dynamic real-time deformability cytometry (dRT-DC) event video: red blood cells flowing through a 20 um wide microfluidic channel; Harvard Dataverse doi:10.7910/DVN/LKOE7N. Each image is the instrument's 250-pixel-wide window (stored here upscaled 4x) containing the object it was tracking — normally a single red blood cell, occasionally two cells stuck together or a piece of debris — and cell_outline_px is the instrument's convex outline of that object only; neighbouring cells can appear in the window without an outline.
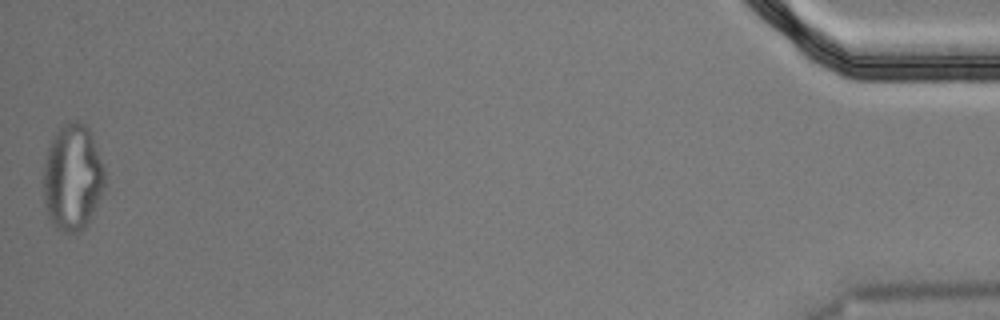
{"species": "Egyptian fruit bat (a non-hibernating species)", "species_latin": "Rousettus aegyptiacus", "temperature_condition": "cold", "stored_images_in_passage": 40, "segment_of_instrument_passage": [2, 2], "camera_frame_rate_fps": 3000, "um_per_image_px": 0.085, "animal": {"sex": "male"}, "frame": {"image": 1, "passage_image": 40, "time_ms": 13.0, "image_size_px": [1000, 320], "cell_outline_px": [[104, 188], [88, 224], [76, 236], [64, 232], [56, 228], [48, 216], [44, 200], [44, 164], [48, 148], [56, 132], [68, 120], [76, 120], [84, 124], [88, 128], [92, 136], [104, 168]], "centroid_in_image_um": [6.17, 15.12], "position_along_channel_um": 429.0, "area_um2": 38.03}}